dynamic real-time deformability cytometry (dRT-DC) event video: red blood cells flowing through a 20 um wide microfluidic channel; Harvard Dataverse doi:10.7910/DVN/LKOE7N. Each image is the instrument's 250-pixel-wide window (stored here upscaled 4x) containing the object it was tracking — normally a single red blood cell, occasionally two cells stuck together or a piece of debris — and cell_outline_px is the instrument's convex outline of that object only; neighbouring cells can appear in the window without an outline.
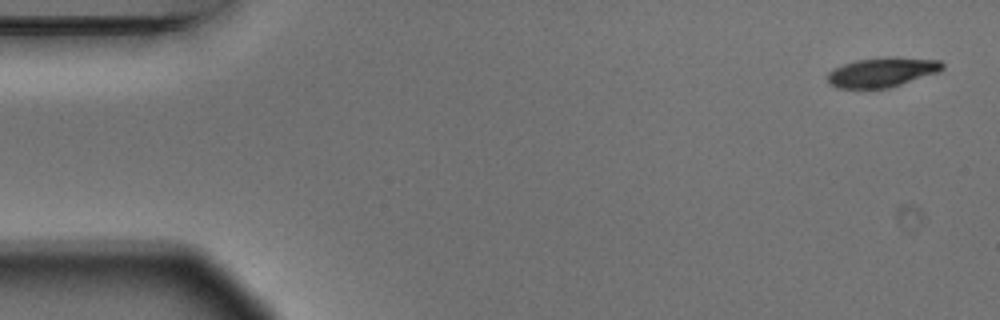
{"species": "Egyptian fruit bat (a non-hibernating species)", "species_latin": "Rousettus aegyptiacus", "temperature_condition": "warm", "stored_images_in_passage": 4, "camera_frame_rate_fps": 3000, "um_per_image_px": 0.085, "animal": {"sex": "male"}, "frame": {"image": 1, "passage_image": 1, "time_ms": 0.0, "image_size_px": [1000, 320], "cell_outline_px": [[944, 68], [936, 72], [888, 88], [836, 88], [828, 84], [828, 72], [844, 64], [856, 60], [888, 56], [896, 56], [940, 60], [944, 64]], "centroid_in_image_um": [74.96, 6.12], "position_along_channel_um": 10.0, "area_um2": 19.71}}
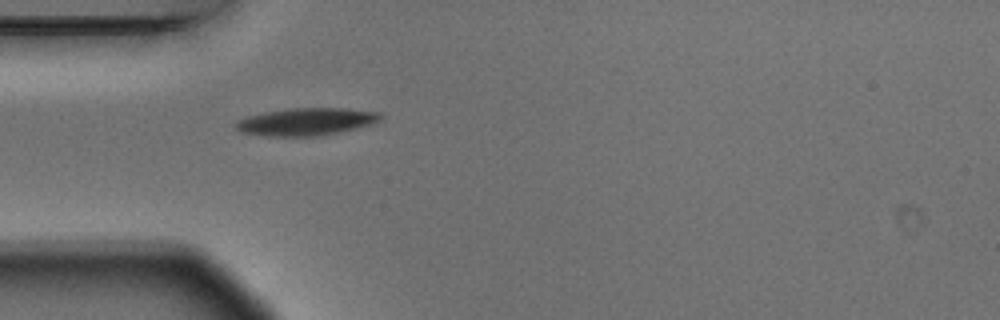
{"frame": {"image": 2, "passage_image": 4, "time_ms": 1.0, "image_size_px": [1000, 320], "cell_outline_px": [[384, 116], [380, 120], [356, 128], [320, 136], [268, 136], [240, 132], [232, 124], [236, 120], [244, 116], [264, 112], [292, 108], [344, 108], [380, 112]], "centroid_in_image_um": [25.96, 10.34], "position_along_channel_um": 59.0, "area_um2": 23.29}}